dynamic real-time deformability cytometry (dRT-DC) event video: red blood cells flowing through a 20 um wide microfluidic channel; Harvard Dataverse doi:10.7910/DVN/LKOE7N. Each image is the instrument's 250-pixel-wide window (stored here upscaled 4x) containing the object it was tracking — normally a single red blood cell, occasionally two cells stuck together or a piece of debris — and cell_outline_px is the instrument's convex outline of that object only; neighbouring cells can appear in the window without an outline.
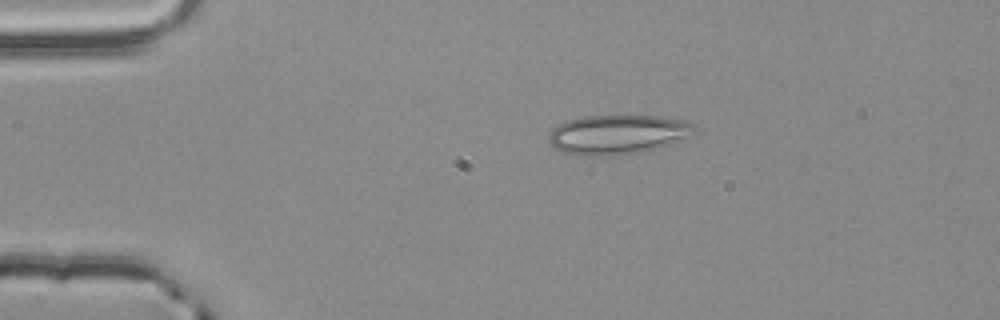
{"species": "common noctule bat (a hibernating species)", "species_latin": "Nyctalus noctula", "temperature_condition": "room temperature", "stored_images_in_passage": 2, "camera_frame_rate_fps": 3000, "um_per_image_px": 0.085, "animal": {"sex": "male", "body_mass_g": 20.4}, "frame": {"image": 1, "passage_image": 1, "time_ms": 0.0, "image_size_px": [1000, 320], "cell_outline_px": [[696, 128], [688, 136], [668, 144], [656, 148], [640, 152], [612, 156], [588, 156], [564, 152], [548, 144], [548, 136], [552, 128], [564, 120], [584, 116], [660, 116], [684, 120], [692, 124]], "centroid_in_image_um": [52.42, 11.42], "position_along_channel_um": 32.6, "area_um2": 33.41}}